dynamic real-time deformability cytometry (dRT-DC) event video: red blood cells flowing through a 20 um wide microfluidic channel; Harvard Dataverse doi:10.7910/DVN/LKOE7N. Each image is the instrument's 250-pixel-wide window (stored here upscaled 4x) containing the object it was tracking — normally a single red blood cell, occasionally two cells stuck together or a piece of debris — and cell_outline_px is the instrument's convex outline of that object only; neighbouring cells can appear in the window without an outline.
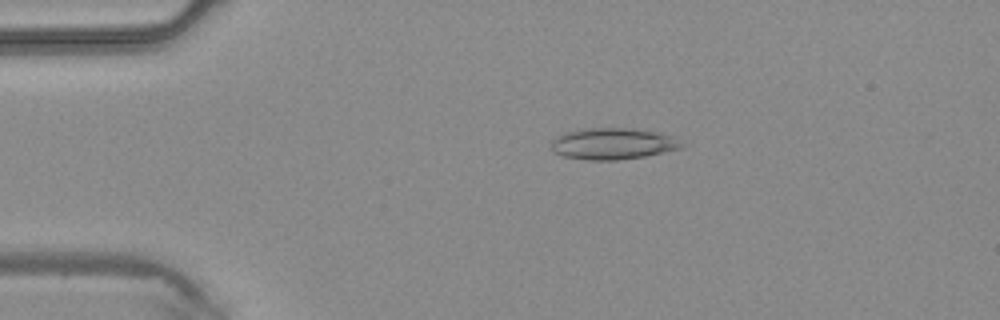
{"species": "common noctule bat (a hibernating species)", "species_latin": "Nyctalus noctula", "temperature_condition": "warm", "stored_images_in_passage": 43, "camera_frame_rate_fps": 3000, "um_per_image_px": 0.085, "animal": {"sex": "male", "body_mass_g": 20.4}, "frame": {"image": 1, "passage_image": 9, "time_ms": 2.667, "image_size_px": [1000, 320], "cell_outline_px": [[684, 144], [680, 148], [664, 152], [644, 156], [616, 160], [588, 160], [564, 156], [552, 152], [552, 140], [556, 136], [564, 132], [580, 128], [632, 128], [656, 132], [672, 136]], "centroid_in_image_um": [52.04, 12.2], "position_along_channel_um": 33.0, "area_um2": 23.87}}
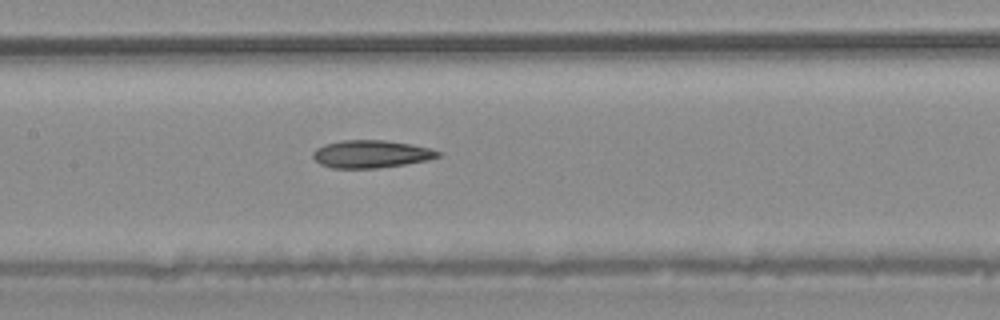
{"frame": {"image": 2, "passage_image": 21, "time_ms": 6.667, "image_size_px": [1000, 320], "cell_outline_px": [[444, 152], [440, 156], [428, 160], [404, 164], [376, 168], [332, 168], [320, 164], [312, 156], [312, 152], [316, 148], [324, 144], [344, 140], [384, 140], [408, 144], [428, 148]], "centroid_in_image_um": [31.53, 13.09], "position_along_channel_um": 175.9, "area_um2": 20.06}}
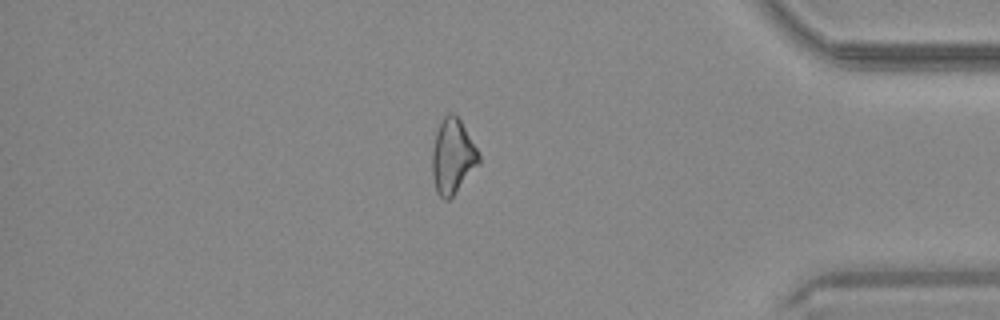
{"frame": {"image": 3, "passage_image": 37, "time_ms": 12.0, "image_size_px": [1000, 320], "cell_outline_px": [[480, 164], [452, 196], [448, 200], [444, 200], [436, 192], [432, 176], [432, 152], [436, 132], [444, 116], [448, 112], [452, 112], [460, 120], [476, 148], [480, 156]], "centroid_in_image_um": [38.47, 13.31], "position_along_channel_um": 396.7, "area_um2": 20.17}}